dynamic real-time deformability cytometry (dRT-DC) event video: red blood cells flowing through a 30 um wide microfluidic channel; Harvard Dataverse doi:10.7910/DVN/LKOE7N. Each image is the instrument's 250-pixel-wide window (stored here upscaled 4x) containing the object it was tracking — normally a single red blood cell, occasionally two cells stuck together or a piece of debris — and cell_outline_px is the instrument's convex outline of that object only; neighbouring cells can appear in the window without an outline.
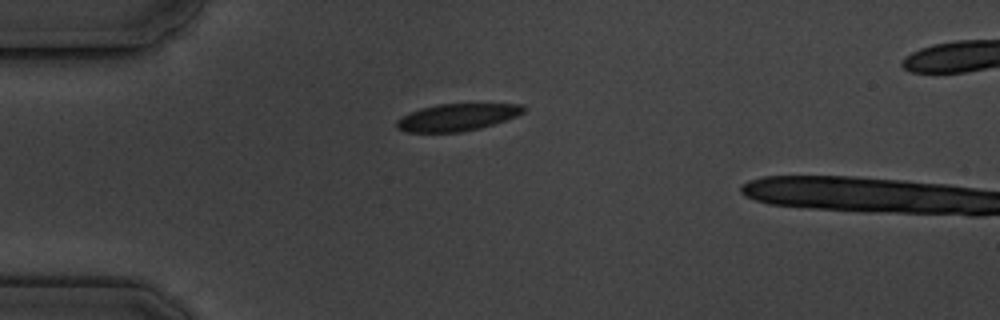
{"species": "common noctule bat (a hibernating species)", "species_latin": "Nyctalus noctula", "temperature_condition": "cold", "stored_images_in_passage": 2, "camera_frame_rate_fps": 3000, "um_per_image_px": 0.085, "animal": {"sex": "male", "body_mass_g": 19.5, "forearm_length_mm": 54.6}, "frame": {"image": 1, "passage_image": 1, "time_ms": 0.0, "image_size_px": [1000, 320], "cell_outline_px": [[524, 112], [516, 116], [480, 128], [460, 132], [408, 132], [396, 128], [396, 120], [408, 112], [420, 108], [436, 104], [524, 104]], "centroid_in_image_um": [38.8, 9.96], "position_along_channel_um": 46.2, "area_um2": 20.0}}